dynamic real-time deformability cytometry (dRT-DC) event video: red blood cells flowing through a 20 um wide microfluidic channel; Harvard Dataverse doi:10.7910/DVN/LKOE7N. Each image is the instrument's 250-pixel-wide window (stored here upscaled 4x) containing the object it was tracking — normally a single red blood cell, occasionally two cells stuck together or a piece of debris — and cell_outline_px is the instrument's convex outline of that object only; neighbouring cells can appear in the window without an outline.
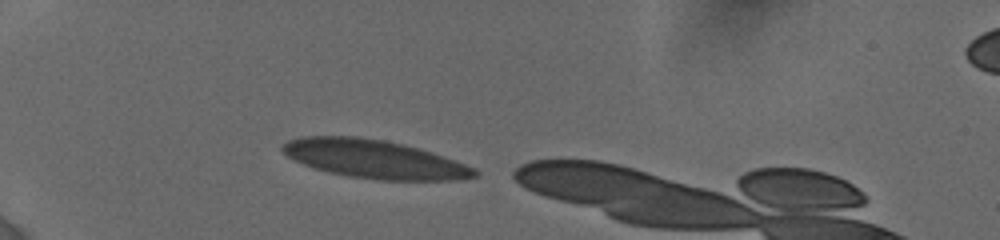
{"species": "human", "species_latin": "Homo sapiens", "temperature_condition": "cold", "stored_images_in_passage": 25, "camera_frame_rate_fps": 3000, "um_per_image_px": 0.085, "donor": {"sex": "female"}, "frame": {"image": 1, "passage_image": 1, "time_ms": 0.0, "image_size_px": [1000, 240], "cell_outline_px": [[480, 172], [476, 176], [460, 180], [380, 180], [348, 176], [328, 172], [312, 168], [288, 156], [280, 148], [280, 144], [288, 140], [304, 136], [360, 136], [384, 140], [404, 144], [476, 168]], "centroid_in_image_um": [31.77, 13.52], "position_along_channel_um": 53.2, "area_um2": 42.77}}
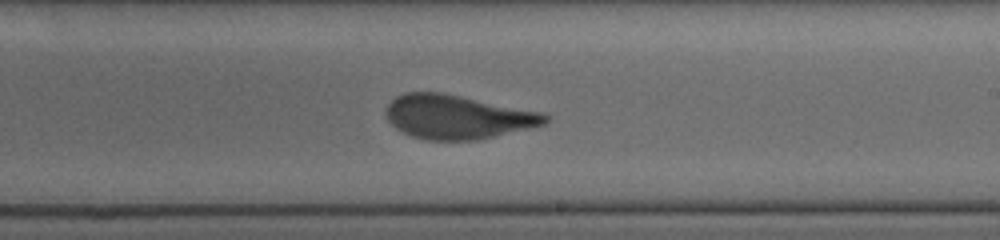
{"frame": {"image": 2, "passage_image": 11, "time_ms": 6.0, "image_size_px": [1000, 240], "cell_outline_px": [[552, 116], [544, 124], [480, 140], [424, 140], [412, 136], [396, 128], [388, 120], [384, 112], [388, 104], [396, 96], [404, 92], [440, 92], [544, 112]], "centroid_in_image_um": [38.89, 9.93], "position_along_channel_um": 250.1, "area_um2": 40.86}}
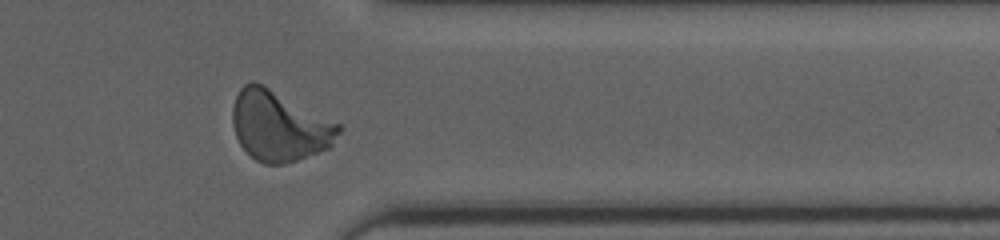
{"frame": {"image": 3, "passage_image": 21, "time_ms": 9.667, "image_size_px": [1000, 240], "cell_outline_px": [[344, 128], [332, 144], [328, 148], [296, 160], [284, 164], [264, 164], [256, 160], [240, 144], [236, 136], [232, 124], [232, 108], [236, 96], [240, 88], [244, 84], [252, 80], [264, 84], [344, 124]], "centroid_in_image_um": [23.77, 10.67], "position_along_channel_um": 387.6, "area_um2": 44.04}}